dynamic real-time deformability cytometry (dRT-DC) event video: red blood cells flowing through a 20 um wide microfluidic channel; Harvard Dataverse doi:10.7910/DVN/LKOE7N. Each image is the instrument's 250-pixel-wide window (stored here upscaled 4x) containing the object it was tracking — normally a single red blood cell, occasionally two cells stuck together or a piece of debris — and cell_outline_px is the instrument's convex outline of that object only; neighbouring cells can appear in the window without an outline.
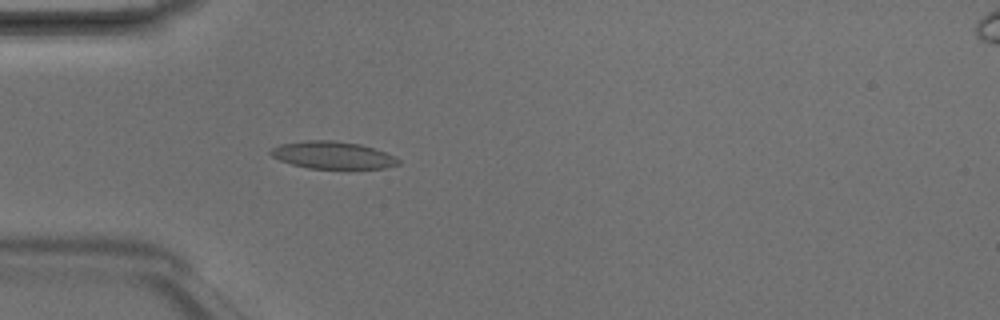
{"species": "Egyptian fruit bat (a non-hibernating species)", "species_latin": "Rousettus aegyptiacus", "temperature_condition": "room temperature", "stored_images_in_passage": 4, "camera_frame_rate_fps": 3000, "um_per_image_px": 0.085, "animal": {"sex": "male"}, "frame": {"image": 1, "passage_image": 4, "time_ms": 1.0, "image_size_px": [1000, 320], "cell_outline_px": [[400, 164], [384, 168], [308, 168], [292, 164], [280, 160], [272, 156], [268, 152], [272, 148], [280, 144], [304, 140], [336, 140], [360, 144], [384, 152], [400, 160]], "centroid_in_image_um": [28.24, 13.17], "position_along_channel_um": 56.8, "area_um2": 20.17}}